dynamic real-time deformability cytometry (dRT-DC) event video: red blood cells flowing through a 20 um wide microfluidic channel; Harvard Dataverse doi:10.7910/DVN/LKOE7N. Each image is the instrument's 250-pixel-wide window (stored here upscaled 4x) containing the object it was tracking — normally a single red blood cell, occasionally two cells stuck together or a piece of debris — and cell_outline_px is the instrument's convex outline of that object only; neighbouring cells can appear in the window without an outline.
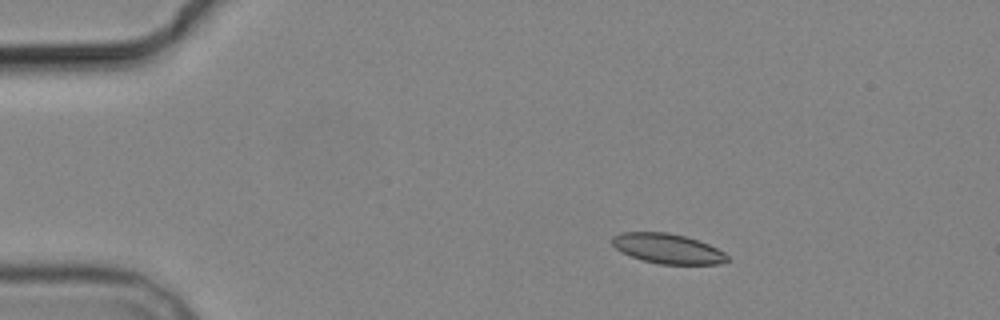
{"species": "common noctule bat (a hibernating species)", "species_latin": "Nyctalus noctula", "temperature_condition": "cold", "stored_images_in_passage": 4, "camera_frame_rate_fps": 3000, "um_per_image_px": 0.085, "animal": {"sex": "male", "body_mass_g": 19.2, "forearm_length_mm": 51.8}, "frame": {"image": 1, "passage_image": 3, "time_ms": 2.333, "image_size_px": [1000, 320], "cell_outline_px": [[728, 260], [720, 264], [660, 264], [644, 260], [632, 256], [616, 248], [612, 244], [612, 236], [620, 232], [668, 232], [684, 236], [708, 244], [724, 252], [728, 256]], "centroid_in_image_um": [56.75, 21.12], "position_along_channel_um": 28.3, "area_um2": 19.83}}